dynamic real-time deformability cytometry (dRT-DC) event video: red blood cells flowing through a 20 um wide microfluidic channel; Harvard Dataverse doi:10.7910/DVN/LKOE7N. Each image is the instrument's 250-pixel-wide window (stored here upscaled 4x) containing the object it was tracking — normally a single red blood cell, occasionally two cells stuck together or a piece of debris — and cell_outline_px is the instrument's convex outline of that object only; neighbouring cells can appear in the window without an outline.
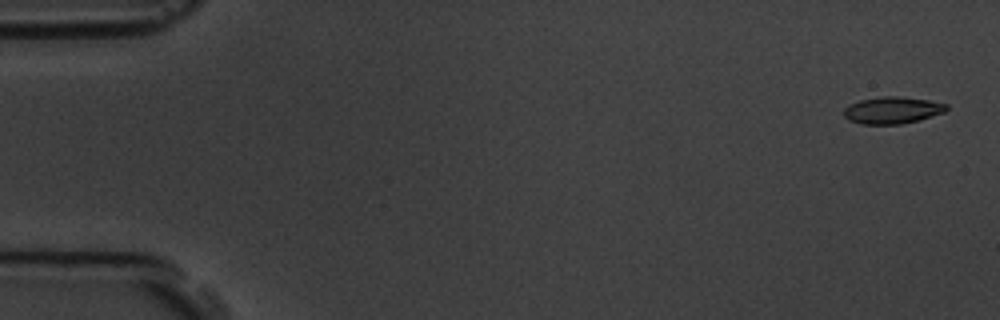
{"species": "common noctule bat (a hibernating species)", "species_latin": "Nyctalus noctula", "temperature_condition": "room temperature", "stored_images_in_passage": 4, "camera_frame_rate_fps": 3000, "um_per_image_px": 0.085, "animal": {"sex": "male", "body_mass_g": 19.5, "forearm_length_mm": 54.6}, "frame": {"image": 1, "passage_image": 1, "time_ms": 0.0, "image_size_px": [1000, 320], "cell_outline_px": [[948, 108], [944, 112], [920, 120], [900, 124], [860, 124], [848, 120], [844, 116], [844, 108], [848, 104], [860, 100], [884, 96], [900, 96], [928, 100], [948, 104]], "centroid_in_image_um": [75.84, 9.37], "position_along_channel_um": 9.2, "area_um2": 16.18}}